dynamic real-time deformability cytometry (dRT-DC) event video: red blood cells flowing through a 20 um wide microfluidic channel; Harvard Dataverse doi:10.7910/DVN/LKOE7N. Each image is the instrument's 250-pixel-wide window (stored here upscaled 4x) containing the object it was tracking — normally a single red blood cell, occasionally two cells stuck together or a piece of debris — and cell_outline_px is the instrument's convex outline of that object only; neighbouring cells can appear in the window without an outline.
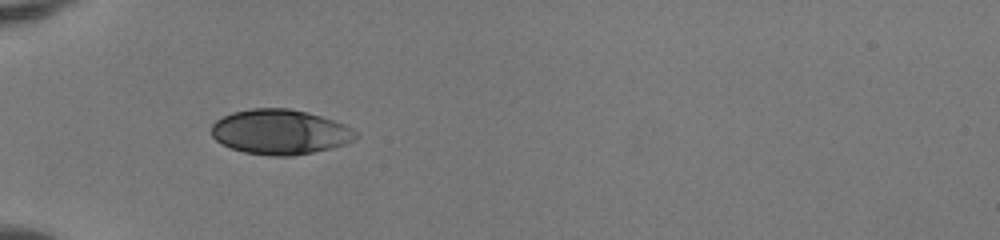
{"species": "human", "species_latin": "Homo sapiens", "temperature_condition": "room temperature", "stored_images_in_passage": 34, "camera_frame_rate_fps": 3000, "um_per_image_px": 0.085, "donor": {"sex": "female"}, "frame": {"image": 1, "passage_image": 1, "time_ms": 0.0, "image_size_px": [1000, 240], "cell_outline_px": [[360, 136], [344, 144], [332, 148], [292, 156], [268, 156], [244, 152], [232, 148], [216, 140], [212, 136], [212, 124], [216, 120], [232, 112], [252, 108], [288, 108], [308, 112], [344, 124], [352, 128]], "centroid_in_image_um": [23.81, 11.21], "position_along_channel_um": 61.2, "area_um2": 37.74}}
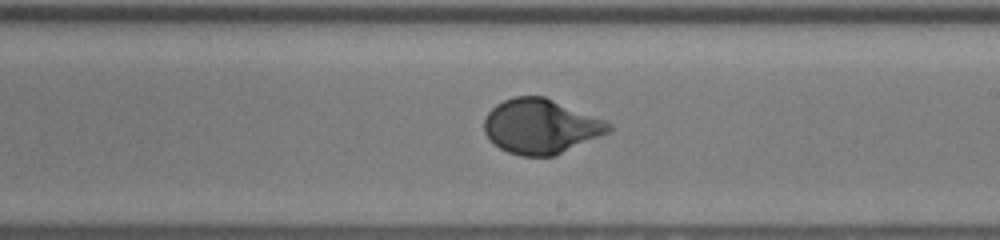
{"frame": {"image": 2, "passage_image": 15, "time_ms": 4.667, "image_size_px": [1000, 240], "cell_outline_px": [[612, 128], [608, 132], [556, 156], [520, 156], [508, 152], [492, 144], [488, 140], [484, 132], [484, 120], [488, 112], [496, 104], [504, 100], [516, 96], [544, 96], [604, 120], [612, 124]], "centroid_in_image_um": [45.92, 10.75], "position_along_channel_um": 243.1, "area_um2": 39.65}}
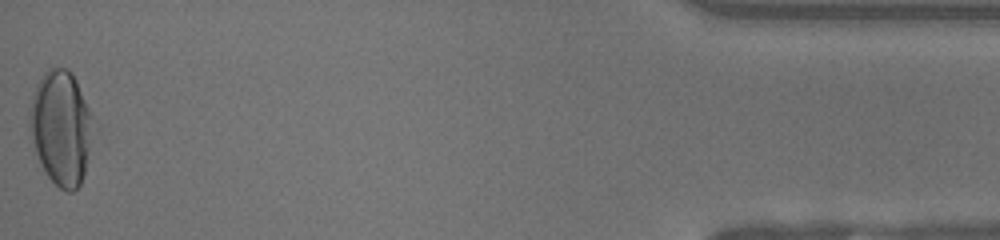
{"frame": {"image": 3, "passage_image": 34, "time_ms": 11.0, "image_size_px": [1000, 240], "cell_outline_px": [[100, 132], [80, 184], [72, 192], [68, 192], [60, 188], [48, 176], [32, 152], [28, 128], [28, 108], [36, 84], [44, 72], [48, 68], [68, 68], [72, 72], [100, 124]], "centroid_in_image_um": [5.27, 10.86], "position_along_channel_um": 429.9, "area_um2": 45.26}, "authors_computed_cell_mechanics": {"area_um2": 38.3792, "velocity_mm_per_s": 4.1327, "shape_relaxation_time_tau1_ms": 2.6901, "shape_relaxation_time_tau2_ms": null, "deformation_change_tau1": 0.175, "deformation_change_tau2": null}}